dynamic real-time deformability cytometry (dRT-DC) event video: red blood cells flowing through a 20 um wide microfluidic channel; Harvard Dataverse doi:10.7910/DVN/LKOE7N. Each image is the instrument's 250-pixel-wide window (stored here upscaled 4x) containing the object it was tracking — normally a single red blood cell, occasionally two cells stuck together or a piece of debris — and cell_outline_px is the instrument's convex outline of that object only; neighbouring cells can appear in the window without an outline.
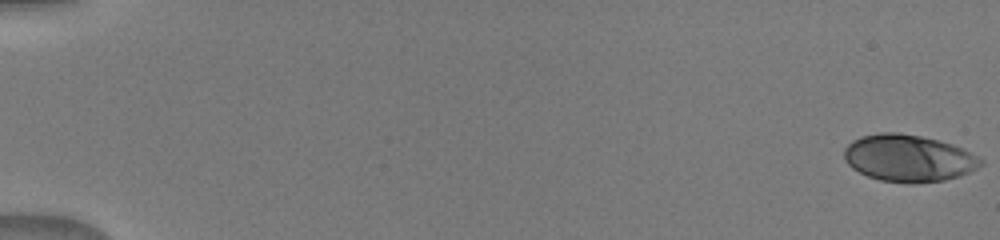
{"species": "human", "species_latin": "Homo sapiens", "temperature_condition": "warm", "stored_images_in_passage": 51, "camera_frame_rate_fps": 3000, "um_per_image_px": 0.085, "donor": {"sex": "male"}, "frame": {"image": 1, "passage_image": 1, "time_ms": 0.0, "image_size_px": [1000, 240], "cell_outline_px": [[984, 164], [960, 176], [944, 180], [912, 184], [880, 180], [868, 176], [852, 168], [844, 160], [844, 148], [852, 140], [860, 136], [880, 132], [900, 132], [920, 136], [952, 144], [984, 160]], "centroid_in_image_um": [77.19, 13.44], "position_along_channel_um": 7.8, "area_um2": 37.4}}
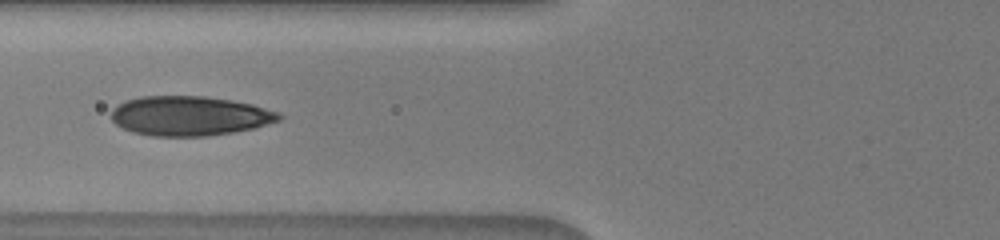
{"frame": {"image": 2, "passage_image": 22, "time_ms": 7.0, "image_size_px": [1000, 240], "cell_outline_px": [[284, 116], [280, 120], [256, 128], [208, 136], [152, 136], [132, 132], [116, 124], [112, 120], [112, 108], [116, 104], [124, 100], [140, 96], [204, 96], [232, 100], [252, 104], [280, 112]], "centroid_in_image_um": [16.12, 9.84], "position_along_channel_um": 109.7, "area_um2": 39.02}}
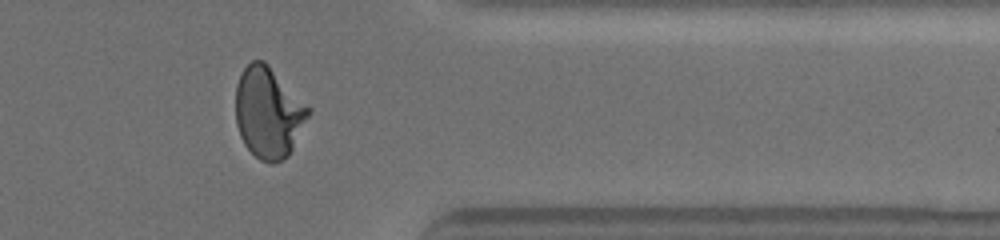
{"frame": {"image": 3, "passage_image": 43, "time_ms": 14.0, "image_size_px": [1000, 240], "cell_outline_px": [[312, 112], [288, 156], [284, 160], [272, 164], [268, 164], [260, 160], [244, 144], [240, 136], [236, 124], [236, 84], [244, 68], [252, 60], [264, 60], [312, 108]], "centroid_in_image_um": [22.84, 9.57], "position_along_channel_um": 388.6, "area_um2": 38.9}}